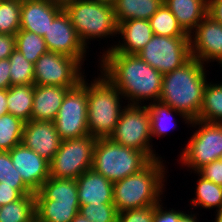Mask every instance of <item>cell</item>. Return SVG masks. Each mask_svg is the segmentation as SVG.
<instances>
[{
	"label": "cell",
	"mask_w": 222,
	"mask_h": 222,
	"mask_svg": "<svg viewBox=\"0 0 222 222\" xmlns=\"http://www.w3.org/2000/svg\"><path fill=\"white\" fill-rule=\"evenodd\" d=\"M8 113L7 109V90L0 89V116Z\"/></svg>",
	"instance_id": "ee69618b"
},
{
	"label": "cell",
	"mask_w": 222,
	"mask_h": 222,
	"mask_svg": "<svg viewBox=\"0 0 222 222\" xmlns=\"http://www.w3.org/2000/svg\"><path fill=\"white\" fill-rule=\"evenodd\" d=\"M100 53L98 70L118 88L127 104L149 105L159 101L163 77L159 71L137 54L118 53L113 49Z\"/></svg>",
	"instance_id": "6da1fadb"
},
{
	"label": "cell",
	"mask_w": 222,
	"mask_h": 222,
	"mask_svg": "<svg viewBox=\"0 0 222 222\" xmlns=\"http://www.w3.org/2000/svg\"><path fill=\"white\" fill-rule=\"evenodd\" d=\"M9 154L24 184L33 193L38 192L50 177L49 162L22 143L13 147Z\"/></svg>",
	"instance_id": "9a60e30c"
},
{
	"label": "cell",
	"mask_w": 222,
	"mask_h": 222,
	"mask_svg": "<svg viewBox=\"0 0 222 222\" xmlns=\"http://www.w3.org/2000/svg\"><path fill=\"white\" fill-rule=\"evenodd\" d=\"M191 57L204 65L222 62V24L207 15L189 34Z\"/></svg>",
	"instance_id": "5bb4252c"
},
{
	"label": "cell",
	"mask_w": 222,
	"mask_h": 222,
	"mask_svg": "<svg viewBox=\"0 0 222 222\" xmlns=\"http://www.w3.org/2000/svg\"><path fill=\"white\" fill-rule=\"evenodd\" d=\"M147 107L150 114L152 139L155 137H166V135H168L170 132V129L176 128L177 122L174 120V115L180 116L179 118L183 119L182 121L187 124V127L190 125L191 121L184 114L174 110L173 108L163 104L160 101L149 103Z\"/></svg>",
	"instance_id": "603a6c76"
},
{
	"label": "cell",
	"mask_w": 222,
	"mask_h": 222,
	"mask_svg": "<svg viewBox=\"0 0 222 222\" xmlns=\"http://www.w3.org/2000/svg\"><path fill=\"white\" fill-rule=\"evenodd\" d=\"M34 85H12L7 89L8 113L24 122L31 120Z\"/></svg>",
	"instance_id": "4316f807"
},
{
	"label": "cell",
	"mask_w": 222,
	"mask_h": 222,
	"mask_svg": "<svg viewBox=\"0 0 222 222\" xmlns=\"http://www.w3.org/2000/svg\"><path fill=\"white\" fill-rule=\"evenodd\" d=\"M189 35L208 15V0H163Z\"/></svg>",
	"instance_id": "44dd1931"
},
{
	"label": "cell",
	"mask_w": 222,
	"mask_h": 222,
	"mask_svg": "<svg viewBox=\"0 0 222 222\" xmlns=\"http://www.w3.org/2000/svg\"><path fill=\"white\" fill-rule=\"evenodd\" d=\"M193 173H196L198 179L195 185V196L189 203V205H191V210L193 211L197 208H200V210H220L222 208V186L205 179L198 172Z\"/></svg>",
	"instance_id": "484cf974"
},
{
	"label": "cell",
	"mask_w": 222,
	"mask_h": 222,
	"mask_svg": "<svg viewBox=\"0 0 222 222\" xmlns=\"http://www.w3.org/2000/svg\"><path fill=\"white\" fill-rule=\"evenodd\" d=\"M96 140L90 134L62 140L59 150L49 163L50 177L77 179L82 173L92 169Z\"/></svg>",
	"instance_id": "9c48e42d"
},
{
	"label": "cell",
	"mask_w": 222,
	"mask_h": 222,
	"mask_svg": "<svg viewBox=\"0 0 222 222\" xmlns=\"http://www.w3.org/2000/svg\"><path fill=\"white\" fill-rule=\"evenodd\" d=\"M74 87L35 85L31 120L54 121L67 91Z\"/></svg>",
	"instance_id": "ffe728a7"
},
{
	"label": "cell",
	"mask_w": 222,
	"mask_h": 222,
	"mask_svg": "<svg viewBox=\"0 0 222 222\" xmlns=\"http://www.w3.org/2000/svg\"><path fill=\"white\" fill-rule=\"evenodd\" d=\"M79 212L91 222H117L118 212L114 204L80 205Z\"/></svg>",
	"instance_id": "d590c367"
},
{
	"label": "cell",
	"mask_w": 222,
	"mask_h": 222,
	"mask_svg": "<svg viewBox=\"0 0 222 222\" xmlns=\"http://www.w3.org/2000/svg\"><path fill=\"white\" fill-rule=\"evenodd\" d=\"M15 49V35L0 34V60L8 59Z\"/></svg>",
	"instance_id": "ab89813d"
},
{
	"label": "cell",
	"mask_w": 222,
	"mask_h": 222,
	"mask_svg": "<svg viewBox=\"0 0 222 222\" xmlns=\"http://www.w3.org/2000/svg\"><path fill=\"white\" fill-rule=\"evenodd\" d=\"M65 94L53 121L61 140L83 137L89 134L87 122V77Z\"/></svg>",
	"instance_id": "30bf717a"
},
{
	"label": "cell",
	"mask_w": 222,
	"mask_h": 222,
	"mask_svg": "<svg viewBox=\"0 0 222 222\" xmlns=\"http://www.w3.org/2000/svg\"><path fill=\"white\" fill-rule=\"evenodd\" d=\"M21 1L0 0V34L16 35L20 30Z\"/></svg>",
	"instance_id": "836d02e7"
},
{
	"label": "cell",
	"mask_w": 222,
	"mask_h": 222,
	"mask_svg": "<svg viewBox=\"0 0 222 222\" xmlns=\"http://www.w3.org/2000/svg\"><path fill=\"white\" fill-rule=\"evenodd\" d=\"M98 75L90 82L87 79L88 131L95 138H109L126 102L115 85L101 72Z\"/></svg>",
	"instance_id": "277c9868"
},
{
	"label": "cell",
	"mask_w": 222,
	"mask_h": 222,
	"mask_svg": "<svg viewBox=\"0 0 222 222\" xmlns=\"http://www.w3.org/2000/svg\"><path fill=\"white\" fill-rule=\"evenodd\" d=\"M197 172L205 179L222 186V161L220 159L204 165Z\"/></svg>",
	"instance_id": "f35d334b"
},
{
	"label": "cell",
	"mask_w": 222,
	"mask_h": 222,
	"mask_svg": "<svg viewBox=\"0 0 222 222\" xmlns=\"http://www.w3.org/2000/svg\"><path fill=\"white\" fill-rule=\"evenodd\" d=\"M63 9L69 15L79 39L86 48L89 49L91 41L117 37L118 23L112 2L76 0L66 4Z\"/></svg>",
	"instance_id": "5b68a950"
},
{
	"label": "cell",
	"mask_w": 222,
	"mask_h": 222,
	"mask_svg": "<svg viewBox=\"0 0 222 222\" xmlns=\"http://www.w3.org/2000/svg\"><path fill=\"white\" fill-rule=\"evenodd\" d=\"M117 23L131 19L149 20L161 7L163 0H113Z\"/></svg>",
	"instance_id": "cb8c5ba5"
},
{
	"label": "cell",
	"mask_w": 222,
	"mask_h": 222,
	"mask_svg": "<svg viewBox=\"0 0 222 222\" xmlns=\"http://www.w3.org/2000/svg\"><path fill=\"white\" fill-rule=\"evenodd\" d=\"M151 161L142 151L122 146L111 138H97L92 169L115 183L140 172Z\"/></svg>",
	"instance_id": "8992f818"
},
{
	"label": "cell",
	"mask_w": 222,
	"mask_h": 222,
	"mask_svg": "<svg viewBox=\"0 0 222 222\" xmlns=\"http://www.w3.org/2000/svg\"><path fill=\"white\" fill-rule=\"evenodd\" d=\"M154 208L155 205L119 212L117 222H153Z\"/></svg>",
	"instance_id": "8d00e7d4"
},
{
	"label": "cell",
	"mask_w": 222,
	"mask_h": 222,
	"mask_svg": "<svg viewBox=\"0 0 222 222\" xmlns=\"http://www.w3.org/2000/svg\"><path fill=\"white\" fill-rule=\"evenodd\" d=\"M214 213V215H216L214 218V222H222V208L218 211H215Z\"/></svg>",
	"instance_id": "7dc6e473"
},
{
	"label": "cell",
	"mask_w": 222,
	"mask_h": 222,
	"mask_svg": "<svg viewBox=\"0 0 222 222\" xmlns=\"http://www.w3.org/2000/svg\"><path fill=\"white\" fill-rule=\"evenodd\" d=\"M189 126L196 129L179 152L178 163H181L182 168H187V171L191 170V173L222 156V123L196 119Z\"/></svg>",
	"instance_id": "52a82bcc"
},
{
	"label": "cell",
	"mask_w": 222,
	"mask_h": 222,
	"mask_svg": "<svg viewBox=\"0 0 222 222\" xmlns=\"http://www.w3.org/2000/svg\"><path fill=\"white\" fill-rule=\"evenodd\" d=\"M79 209V203L35 200V214L38 222H71Z\"/></svg>",
	"instance_id": "d4e9b609"
},
{
	"label": "cell",
	"mask_w": 222,
	"mask_h": 222,
	"mask_svg": "<svg viewBox=\"0 0 222 222\" xmlns=\"http://www.w3.org/2000/svg\"><path fill=\"white\" fill-rule=\"evenodd\" d=\"M117 35L118 43L114 41L110 47L107 44L106 50L102 47L103 52L113 49L118 53L137 54L154 34L149 20L131 19L118 24Z\"/></svg>",
	"instance_id": "ac0fdd59"
},
{
	"label": "cell",
	"mask_w": 222,
	"mask_h": 222,
	"mask_svg": "<svg viewBox=\"0 0 222 222\" xmlns=\"http://www.w3.org/2000/svg\"><path fill=\"white\" fill-rule=\"evenodd\" d=\"M205 67L209 66L191 57L181 67L164 74L159 101L181 112L190 121L198 119L209 75Z\"/></svg>",
	"instance_id": "7a4b0ae2"
},
{
	"label": "cell",
	"mask_w": 222,
	"mask_h": 222,
	"mask_svg": "<svg viewBox=\"0 0 222 222\" xmlns=\"http://www.w3.org/2000/svg\"><path fill=\"white\" fill-rule=\"evenodd\" d=\"M164 205L165 204L163 201L155 205L153 222H178L179 219L186 213V211L184 212L179 209L176 210V208L168 209Z\"/></svg>",
	"instance_id": "74e56055"
},
{
	"label": "cell",
	"mask_w": 222,
	"mask_h": 222,
	"mask_svg": "<svg viewBox=\"0 0 222 222\" xmlns=\"http://www.w3.org/2000/svg\"><path fill=\"white\" fill-rule=\"evenodd\" d=\"M51 1L64 7L66 4L76 0H51Z\"/></svg>",
	"instance_id": "c3c4849f"
},
{
	"label": "cell",
	"mask_w": 222,
	"mask_h": 222,
	"mask_svg": "<svg viewBox=\"0 0 222 222\" xmlns=\"http://www.w3.org/2000/svg\"><path fill=\"white\" fill-rule=\"evenodd\" d=\"M71 222H91V221L86 219L80 212H78Z\"/></svg>",
	"instance_id": "bcb514c9"
},
{
	"label": "cell",
	"mask_w": 222,
	"mask_h": 222,
	"mask_svg": "<svg viewBox=\"0 0 222 222\" xmlns=\"http://www.w3.org/2000/svg\"><path fill=\"white\" fill-rule=\"evenodd\" d=\"M15 40L16 49L33 64L48 51L44 38L36 33L20 29L15 35Z\"/></svg>",
	"instance_id": "1f68e13d"
},
{
	"label": "cell",
	"mask_w": 222,
	"mask_h": 222,
	"mask_svg": "<svg viewBox=\"0 0 222 222\" xmlns=\"http://www.w3.org/2000/svg\"><path fill=\"white\" fill-rule=\"evenodd\" d=\"M24 123L10 113L0 116V151H10L21 144Z\"/></svg>",
	"instance_id": "4dcf8cb0"
},
{
	"label": "cell",
	"mask_w": 222,
	"mask_h": 222,
	"mask_svg": "<svg viewBox=\"0 0 222 222\" xmlns=\"http://www.w3.org/2000/svg\"><path fill=\"white\" fill-rule=\"evenodd\" d=\"M35 214V195H23L0 209V222H33Z\"/></svg>",
	"instance_id": "f1b7e54d"
},
{
	"label": "cell",
	"mask_w": 222,
	"mask_h": 222,
	"mask_svg": "<svg viewBox=\"0 0 222 222\" xmlns=\"http://www.w3.org/2000/svg\"><path fill=\"white\" fill-rule=\"evenodd\" d=\"M10 80L12 85H34V64L15 49L10 57Z\"/></svg>",
	"instance_id": "d6a6232c"
},
{
	"label": "cell",
	"mask_w": 222,
	"mask_h": 222,
	"mask_svg": "<svg viewBox=\"0 0 222 222\" xmlns=\"http://www.w3.org/2000/svg\"><path fill=\"white\" fill-rule=\"evenodd\" d=\"M208 15L222 24V0H208Z\"/></svg>",
	"instance_id": "7bdbcfd3"
},
{
	"label": "cell",
	"mask_w": 222,
	"mask_h": 222,
	"mask_svg": "<svg viewBox=\"0 0 222 222\" xmlns=\"http://www.w3.org/2000/svg\"><path fill=\"white\" fill-rule=\"evenodd\" d=\"M63 6L51 0L21 2L20 29L44 36L53 20L63 11Z\"/></svg>",
	"instance_id": "e0dca14e"
},
{
	"label": "cell",
	"mask_w": 222,
	"mask_h": 222,
	"mask_svg": "<svg viewBox=\"0 0 222 222\" xmlns=\"http://www.w3.org/2000/svg\"><path fill=\"white\" fill-rule=\"evenodd\" d=\"M216 82L208 81L205 86L199 120L222 123V82Z\"/></svg>",
	"instance_id": "83f0119b"
},
{
	"label": "cell",
	"mask_w": 222,
	"mask_h": 222,
	"mask_svg": "<svg viewBox=\"0 0 222 222\" xmlns=\"http://www.w3.org/2000/svg\"><path fill=\"white\" fill-rule=\"evenodd\" d=\"M22 195L13 186L2 185L0 182V205L4 206L10 202L17 201Z\"/></svg>",
	"instance_id": "60d3db41"
},
{
	"label": "cell",
	"mask_w": 222,
	"mask_h": 222,
	"mask_svg": "<svg viewBox=\"0 0 222 222\" xmlns=\"http://www.w3.org/2000/svg\"><path fill=\"white\" fill-rule=\"evenodd\" d=\"M61 141L53 121L29 120L24 123L21 143L49 163L59 150Z\"/></svg>",
	"instance_id": "2e32d148"
},
{
	"label": "cell",
	"mask_w": 222,
	"mask_h": 222,
	"mask_svg": "<svg viewBox=\"0 0 222 222\" xmlns=\"http://www.w3.org/2000/svg\"><path fill=\"white\" fill-rule=\"evenodd\" d=\"M43 38L48 51L76 58L84 66L89 50L79 39L65 10L53 20Z\"/></svg>",
	"instance_id": "4fadbf2b"
},
{
	"label": "cell",
	"mask_w": 222,
	"mask_h": 222,
	"mask_svg": "<svg viewBox=\"0 0 222 222\" xmlns=\"http://www.w3.org/2000/svg\"><path fill=\"white\" fill-rule=\"evenodd\" d=\"M11 87L10 80V62L8 59L0 60V89H9Z\"/></svg>",
	"instance_id": "b9f144b4"
},
{
	"label": "cell",
	"mask_w": 222,
	"mask_h": 222,
	"mask_svg": "<svg viewBox=\"0 0 222 222\" xmlns=\"http://www.w3.org/2000/svg\"><path fill=\"white\" fill-rule=\"evenodd\" d=\"M137 55L164 75L191 58L190 40L189 37L153 35Z\"/></svg>",
	"instance_id": "8fae6325"
},
{
	"label": "cell",
	"mask_w": 222,
	"mask_h": 222,
	"mask_svg": "<svg viewBox=\"0 0 222 222\" xmlns=\"http://www.w3.org/2000/svg\"><path fill=\"white\" fill-rule=\"evenodd\" d=\"M114 142L144 152L151 160L162 158L153 149L150 114L145 105L126 104L115 131L109 137ZM157 153V154H156Z\"/></svg>",
	"instance_id": "ba28073f"
},
{
	"label": "cell",
	"mask_w": 222,
	"mask_h": 222,
	"mask_svg": "<svg viewBox=\"0 0 222 222\" xmlns=\"http://www.w3.org/2000/svg\"><path fill=\"white\" fill-rule=\"evenodd\" d=\"M188 212V213H187ZM179 219L178 222H199L200 218L198 219L196 213L194 211H188ZM193 213V214H192Z\"/></svg>",
	"instance_id": "f6af8a7d"
},
{
	"label": "cell",
	"mask_w": 222,
	"mask_h": 222,
	"mask_svg": "<svg viewBox=\"0 0 222 222\" xmlns=\"http://www.w3.org/2000/svg\"><path fill=\"white\" fill-rule=\"evenodd\" d=\"M35 200H55L64 203H79L76 179L49 177L36 193Z\"/></svg>",
	"instance_id": "7402d4cb"
},
{
	"label": "cell",
	"mask_w": 222,
	"mask_h": 222,
	"mask_svg": "<svg viewBox=\"0 0 222 222\" xmlns=\"http://www.w3.org/2000/svg\"><path fill=\"white\" fill-rule=\"evenodd\" d=\"M79 205L113 204V183L89 169L77 179Z\"/></svg>",
	"instance_id": "d6986e66"
},
{
	"label": "cell",
	"mask_w": 222,
	"mask_h": 222,
	"mask_svg": "<svg viewBox=\"0 0 222 222\" xmlns=\"http://www.w3.org/2000/svg\"><path fill=\"white\" fill-rule=\"evenodd\" d=\"M82 67L76 58L47 51L34 64V84L76 87L85 76Z\"/></svg>",
	"instance_id": "7c38bea8"
},
{
	"label": "cell",
	"mask_w": 222,
	"mask_h": 222,
	"mask_svg": "<svg viewBox=\"0 0 222 222\" xmlns=\"http://www.w3.org/2000/svg\"><path fill=\"white\" fill-rule=\"evenodd\" d=\"M0 182L2 185L13 186L22 196L34 194L14 167L9 151H0Z\"/></svg>",
	"instance_id": "e575fe53"
},
{
	"label": "cell",
	"mask_w": 222,
	"mask_h": 222,
	"mask_svg": "<svg viewBox=\"0 0 222 222\" xmlns=\"http://www.w3.org/2000/svg\"><path fill=\"white\" fill-rule=\"evenodd\" d=\"M164 161L162 158L152 160L140 172L113 183V204L118 213L157 205L163 196L166 199L164 193L169 172Z\"/></svg>",
	"instance_id": "3957f363"
},
{
	"label": "cell",
	"mask_w": 222,
	"mask_h": 222,
	"mask_svg": "<svg viewBox=\"0 0 222 222\" xmlns=\"http://www.w3.org/2000/svg\"><path fill=\"white\" fill-rule=\"evenodd\" d=\"M149 22L154 35L166 37H189L179 25L176 17L164 3L149 19Z\"/></svg>",
	"instance_id": "f546056e"
}]
</instances>
